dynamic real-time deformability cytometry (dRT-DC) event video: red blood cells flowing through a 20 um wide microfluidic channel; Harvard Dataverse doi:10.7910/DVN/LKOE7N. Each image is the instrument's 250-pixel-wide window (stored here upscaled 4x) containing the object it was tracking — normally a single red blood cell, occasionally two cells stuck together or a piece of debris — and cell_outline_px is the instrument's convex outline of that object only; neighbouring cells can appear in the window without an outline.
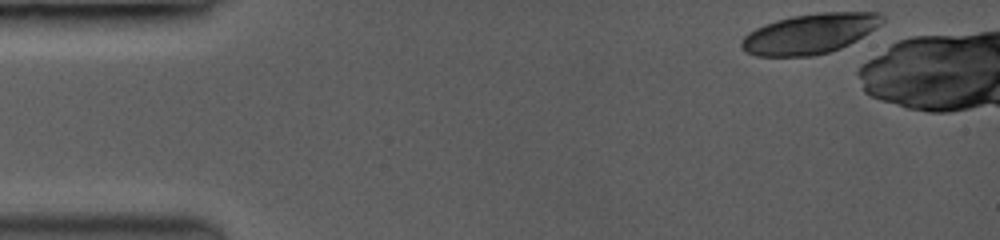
{"species": "common noctule bat (a hibernating species)", "species_latin": "Nyctalus noctula", "temperature_condition": "room temperature", "stored_images_in_passage": 16, "camera_frame_rate_fps": 3500, "um_per_image_px": 0.085, "animal": {"sex": "female", "body_mass_g": 19.0, "forearm_length_mm": 53.3}, "frame": {"image": 1, "passage_image": 1, "time_ms": 0.0, "image_size_px": [1000, 240], "cell_outline_px": [[884, 16], [880, 24], [856, 40], [840, 48], [828, 52], [808, 56], [756, 56], [748, 52], [740, 44], [744, 36], [756, 28], [792, 16], [824, 12], [876, 12]], "centroid_in_image_um": [68.84, 2.86], "position_along_channel_um": 16.2, "area_um2": 32.08}}